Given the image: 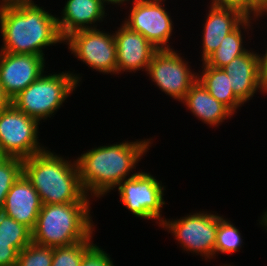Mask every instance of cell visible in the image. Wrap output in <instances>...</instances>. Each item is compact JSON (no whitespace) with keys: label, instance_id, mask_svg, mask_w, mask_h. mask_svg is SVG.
Wrapping results in <instances>:
<instances>
[{"label":"cell","instance_id":"277c9868","mask_svg":"<svg viewBox=\"0 0 267 266\" xmlns=\"http://www.w3.org/2000/svg\"><path fill=\"white\" fill-rule=\"evenodd\" d=\"M93 202L86 195L79 203L43 204L32 242L54 248L86 240L97 228L91 211Z\"/></svg>","mask_w":267,"mask_h":266},{"label":"cell","instance_id":"d4e9b609","mask_svg":"<svg viewBox=\"0 0 267 266\" xmlns=\"http://www.w3.org/2000/svg\"><path fill=\"white\" fill-rule=\"evenodd\" d=\"M53 247H47L31 242L19 252L15 266H51Z\"/></svg>","mask_w":267,"mask_h":266},{"label":"cell","instance_id":"9c48e42d","mask_svg":"<svg viewBox=\"0 0 267 266\" xmlns=\"http://www.w3.org/2000/svg\"><path fill=\"white\" fill-rule=\"evenodd\" d=\"M103 29V30H102ZM103 27L71 33L64 39L69 53L99 74L117 76V46L114 30Z\"/></svg>","mask_w":267,"mask_h":266},{"label":"cell","instance_id":"2e32d148","mask_svg":"<svg viewBox=\"0 0 267 266\" xmlns=\"http://www.w3.org/2000/svg\"><path fill=\"white\" fill-rule=\"evenodd\" d=\"M209 5V6H208ZM205 17L202 24L200 63L211 55L219 46L226 35L232 32L247 16L240 10L232 7H221L207 4Z\"/></svg>","mask_w":267,"mask_h":266},{"label":"cell","instance_id":"e0dca14e","mask_svg":"<svg viewBox=\"0 0 267 266\" xmlns=\"http://www.w3.org/2000/svg\"><path fill=\"white\" fill-rule=\"evenodd\" d=\"M42 205L39 194L22 173L6 195L2 212L33 231Z\"/></svg>","mask_w":267,"mask_h":266},{"label":"cell","instance_id":"f1b7e54d","mask_svg":"<svg viewBox=\"0 0 267 266\" xmlns=\"http://www.w3.org/2000/svg\"><path fill=\"white\" fill-rule=\"evenodd\" d=\"M264 24L266 25L265 27L267 28V23L266 21L264 22ZM267 43V42H266ZM266 47H262L266 48L263 49L261 52H259V50L256 49L257 55H258V63H259V71L260 74L262 76V78L267 82V44L265 45Z\"/></svg>","mask_w":267,"mask_h":266},{"label":"cell","instance_id":"ffe728a7","mask_svg":"<svg viewBox=\"0 0 267 266\" xmlns=\"http://www.w3.org/2000/svg\"><path fill=\"white\" fill-rule=\"evenodd\" d=\"M200 67V70L197 69L198 80L217 101L237 116L238 111L245 105L234 95L227 73L222 68Z\"/></svg>","mask_w":267,"mask_h":266},{"label":"cell","instance_id":"5bb4252c","mask_svg":"<svg viewBox=\"0 0 267 266\" xmlns=\"http://www.w3.org/2000/svg\"><path fill=\"white\" fill-rule=\"evenodd\" d=\"M222 69L229 77L234 95L244 105L254 100L257 94L267 95V82L260 74L255 48L234 58Z\"/></svg>","mask_w":267,"mask_h":266},{"label":"cell","instance_id":"cb8c5ba5","mask_svg":"<svg viewBox=\"0 0 267 266\" xmlns=\"http://www.w3.org/2000/svg\"><path fill=\"white\" fill-rule=\"evenodd\" d=\"M23 173V160L11 158L0 151V211L11 186Z\"/></svg>","mask_w":267,"mask_h":266},{"label":"cell","instance_id":"83f0119b","mask_svg":"<svg viewBox=\"0 0 267 266\" xmlns=\"http://www.w3.org/2000/svg\"><path fill=\"white\" fill-rule=\"evenodd\" d=\"M19 252L14 248V242L0 239V266H15Z\"/></svg>","mask_w":267,"mask_h":266},{"label":"cell","instance_id":"1f68e13d","mask_svg":"<svg viewBox=\"0 0 267 266\" xmlns=\"http://www.w3.org/2000/svg\"><path fill=\"white\" fill-rule=\"evenodd\" d=\"M34 0H0V4L4 5H18V4H36Z\"/></svg>","mask_w":267,"mask_h":266},{"label":"cell","instance_id":"ac0fdd59","mask_svg":"<svg viewBox=\"0 0 267 266\" xmlns=\"http://www.w3.org/2000/svg\"><path fill=\"white\" fill-rule=\"evenodd\" d=\"M264 17L267 19V11L256 18L246 17L232 32L224 37V39L220 43V46L199 66L222 68L225 65L229 64L230 61L234 58L248 52L251 49L250 45H248L251 42V36L253 35L254 37L255 35L253 34V30L255 27H259L260 31H262L259 24L261 22H264V20H261L264 19ZM253 24H256L258 26H254Z\"/></svg>","mask_w":267,"mask_h":266},{"label":"cell","instance_id":"f546056e","mask_svg":"<svg viewBox=\"0 0 267 266\" xmlns=\"http://www.w3.org/2000/svg\"><path fill=\"white\" fill-rule=\"evenodd\" d=\"M12 105L11 97L6 93L3 86L0 84V113Z\"/></svg>","mask_w":267,"mask_h":266},{"label":"cell","instance_id":"4fadbf2b","mask_svg":"<svg viewBox=\"0 0 267 266\" xmlns=\"http://www.w3.org/2000/svg\"><path fill=\"white\" fill-rule=\"evenodd\" d=\"M120 23V27H113L117 46L118 77L124 73L127 76L131 73L138 74L139 71L146 74L153 55L158 49L139 32L130 29L122 21Z\"/></svg>","mask_w":267,"mask_h":266},{"label":"cell","instance_id":"ba28073f","mask_svg":"<svg viewBox=\"0 0 267 266\" xmlns=\"http://www.w3.org/2000/svg\"><path fill=\"white\" fill-rule=\"evenodd\" d=\"M166 2L164 0H131L122 8L129 10L125 11L128 14L121 19L122 22L130 29L139 32L158 50L175 49L170 41L173 40L175 31L174 17L171 16V11L169 13Z\"/></svg>","mask_w":267,"mask_h":266},{"label":"cell","instance_id":"52a82bcc","mask_svg":"<svg viewBox=\"0 0 267 266\" xmlns=\"http://www.w3.org/2000/svg\"><path fill=\"white\" fill-rule=\"evenodd\" d=\"M157 178L156 174L154 176L151 172L141 169L135 176L123 180L113 191H118L120 204L133 217L144 219L145 222L154 221L160 229L167 217L163 212L168 201L167 198L164 199L167 185Z\"/></svg>","mask_w":267,"mask_h":266},{"label":"cell","instance_id":"603a6c76","mask_svg":"<svg viewBox=\"0 0 267 266\" xmlns=\"http://www.w3.org/2000/svg\"><path fill=\"white\" fill-rule=\"evenodd\" d=\"M0 239L14 242V248L20 252L32 242V231L0 211Z\"/></svg>","mask_w":267,"mask_h":266},{"label":"cell","instance_id":"4dcf8cb0","mask_svg":"<svg viewBox=\"0 0 267 266\" xmlns=\"http://www.w3.org/2000/svg\"><path fill=\"white\" fill-rule=\"evenodd\" d=\"M130 1L131 0H101V2L105 6H107L108 9H110L112 6H114L117 9V11H118V8H120L119 10L122 12H123V10L121 9V7L126 6Z\"/></svg>","mask_w":267,"mask_h":266},{"label":"cell","instance_id":"44dd1931","mask_svg":"<svg viewBox=\"0 0 267 266\" xmlns=\"http://www.w3.org/2000/svg\"><path fill=\"white\" fill-rule=\"evenodd\" d=\"M240 231L238 226L236 227L231 219L226 218V216L219 222L214 247V261L218 255H232L241 252L245 241Z\"/></svg>","mask_w":267,"mask_h":266},{"label":"cell","instance_id":"7a4b0ae2","mask_svg":"<svg viewBox=\"0 0 267 266\" xmlns=\"http://www.w3.org/2000/svg\"><path fill=\"white\" fill-rule=\"evenodd\" d=\"M40 5L0 4L1 52L33 54L48 59L44 49L47 51L49 47L64 45L57 26V15Z\"/></svg>","mask_w":267,"mask_h":266},{"label":"cell","instance_id":"7c38bea8","mask_svg":"<svg viewBox=\"0 0 267 266\" xmlns=\"http://www.w3.org/2000/svg\"><path fill=\"white\" fill-rule=\"evenodd\" d=\"M46 60L39 55L0 51V84L11 99L48 70Z\"/></svg>","mask_w":267,"mask_h":266},{"label":"cell","instance_id":"9a60e30c","mask_svg":"<svg viewBox=\"0 0 267 266\" xmlns=\"http://www.w3.org/2000/svg\"><path fill=\"white\" fill-rule=\"evenodd\" d=\"M61 10L57 14V26L63 39L79 30L100 28L112 19L101 0H65Z\"/></svg>","mask_w":267,"mask_h":266},{"label":"cell","instance_id":"8992f818","mask_svg":"<svg viewBox=\"0 0 267 266\" xmlns=\"http://www.w3.org/2000/svg\"><path fill=\"white\" fill-rule=\"evenodd\" d=\"M191 211L180 218H165L160 228L171 233L182 253H192L199 256L202 261L214 260V247L219 222L225 217L218 211Z\"/></svg>","mask_w":267,"mask_h":266},{"label":"cell","instance_id":"836d02e7","mask_svg":"<svg viewBox=\"0 0 267 266\" xmlns=\"http://www.w3.org/2000/svg\"><path fill=\"white\" fill-rule=\"evenodd\" d=\"M267 10V0H257Z\"/></svg>","mask_w":267,"mask_h":266},{"label":"cell","instance_id":"d6a6232c","mask_svg":"<svg viewBox=\"0 0 267 266\" xmlns=\"http://www.w3.org/2000/svg\"><path fill=\"white\" fill-rule=\"evenodd\" d=\"M258 223L260 225V228L263 229L265 232H267V208L265 210H263L262 214L260 215V217H258Z\"/></svg>","mask_w":267,"mask_h":266},{"label":"cell","instance_id":"8fae6325","mask_svg":"<svg viewBox=\"0 0 267 266\" xmlns=\"http://www.w3.org/2000/svg\"><path fill=\"white\" fill-rule=\"evenodd\" d=\"M41 124L13 105L0 113V151L11 158L27 159L48 146L39 139Z\"/></svg>","mask_w":267,"mask_h":266},{"label":"cell","instance_id":"e575fe53","mask_svg":"<svg viewBox=\"0 0 267 266\" xmlns=\"http://www.w3.org/2000/svg\"><path fill=\"white\" fill-rule=\"evenodd\" d=\"M218 266V265H217ZM219 266H236V265H233V262L232 263H220Z\"/></svg>","mask_w":267,"mask_h":266},{"label":"cell","instance_id":"4316f807","mask_svg":"<svg viewBox=\"0 0 267 266\" xmlns=\"http://www.w3.org/2000/svg\"><path fill=\"white\" fill-rule=\"evenodd\" d=\"M97 243L82 259L80 266H115L112 254ZM111 256V257H110Z\"/></svg>","mask_w":267,"mask_h":266},{"label":"cell","instance_id":"7402d4cb","mask_svg":"<svg viewBox=\"0 0 267 266\" xmlns=\"http://www.w3.org/2000/svg\"><path fill=\"white\" fill-rule=\"evenodd\" d=\"M94 231L86 240L69 246L53 248V260L51 266H80L84 256L96 245L94 243Z\"/></svg>","mask_w":267,"mask_h":266},{"label":"cell","instance_id":"d6986e66","mask_svg":"<svg viewBox=\"0 0 267 266\" xmlns=\"http://www.w3.org/2000/svg\"><path fill=\"white\" fill-rule=\"evenodd\" d=\"M180 104L185 106L186 112L189 110L196 120L201 121L203 125L207 124L209 128H219L235 116L225 105L217 101L199 80L191 86Z\"/></svg>","mask_w":267,"mask_h":266},{"label":"cell","instance_id":"3957f363","mask_svg":"<svg viewBox=\"0 0 267 266\" xmlns=\"http://www.w3.org/2000/svg\"><path fill=\"white\" fill-rule=\"evenodd\" d=\"M23 174L43 204L79 203L86 196L75 156L64 157L49 146L23 160Z\"/></svg>","mask_w":267,"mask_h":266},{"label":"cell","instance_id":"6da1fadb","mask_svg":"<svg viewBox=\"0 0 267 266\" xmlns=\"http://www.w3.org/2000/svg\"><path fill=\"white\" fill-rule=\"evenodd\" d=\"M143 138L94 145L75 156L80 182L87 196L95 202L103 199L123 180L135 176L139 172L136 170H141L139 163L147 157L155 142V136Z\"/></svg>","mask_w":267,"mask_h":266},{"label":"cell","instance_id":"484cf974","mask_svg":"<svg viewBox=\"0 0 267 266\" xmlns=\"http://www.w3.org/2000/svg\"><path fill=\"white\" fill-rule=\"evenodd\" d=\"M209 4L236 8L247 17L254 18L267 11L257 0H210Z\"/></svg>","mask_w":267,"mask_h":266},{"label":"cell","instance_id":"30bf717a","mask_svg":"<svg viewBox=\"0 0 267 266\" xmlns=\"http://www.w3.org/2000/svg\"><path fill=\"white\" fill-rule=\"evenodd\" d=\"M180 51L158 50L153 55L145 75L156 89L181 103L198 80V70L192 68V62L182 56L184 54L179 53Z\"/></svg>","mask_w":267,"mask_h":266},{"label":"cell","instance_id":"5b68a950","mask_svg":"<svg viewBox=\"0 0 267 266\" xmlns=\"http://www.w3.org/2000/svg\"><path fill=\"white\" fill-rule=\"evenodd\" d=\"M48 72L51 71L46 70L26 89L12 98V105L16 109L36 119L40 124L54 119L59 109L64 106L63 103L67 102L84 81L83 74L75 72V69Z\"/></svg>","mask_w":267,"mask_h":266}]
</instances>
